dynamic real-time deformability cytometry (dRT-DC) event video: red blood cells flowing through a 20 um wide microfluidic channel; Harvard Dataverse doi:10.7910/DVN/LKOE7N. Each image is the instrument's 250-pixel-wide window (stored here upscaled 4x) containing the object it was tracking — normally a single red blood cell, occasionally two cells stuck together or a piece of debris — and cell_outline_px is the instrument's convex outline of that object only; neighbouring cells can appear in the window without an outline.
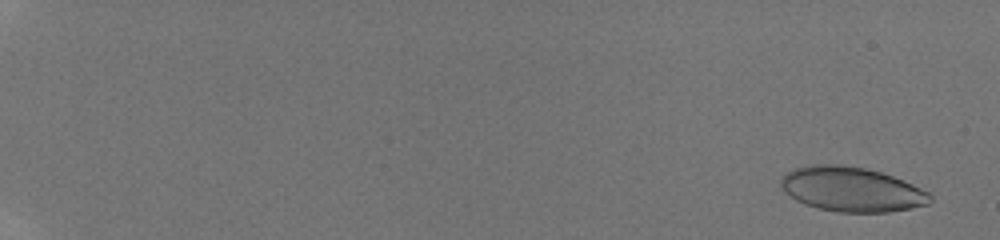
{"species": "human", "species_latin": "Homo sapiens", "temperature_condition": "room temperature", "stored_images_in_passage": 53, "camera_frame_rate_fps": 3000, "um_per_image_px": 0.085, "donor": {"sex": "male"}, "frame": {"image": 1, "passage_image": 2, "time_ms": 0.333, "image_size_px": [1000, 240], "cell_outline_px": [[932, 200], [928, 204], [912, 208], [888, 212], [836, 212], [804, 204], [796, 200], [784, 192], [780, 184], [780, 180], [784, 172], [792, 168], [812, 164], [840, 164], [864, 168], [880, 172], [892, 176], [912, 184], [928, 192], [932, 196]], "centroid_in_image_um": [72.34, 16.08], "position_along_channel_um": 12.7, "area_um2": 38.96}}
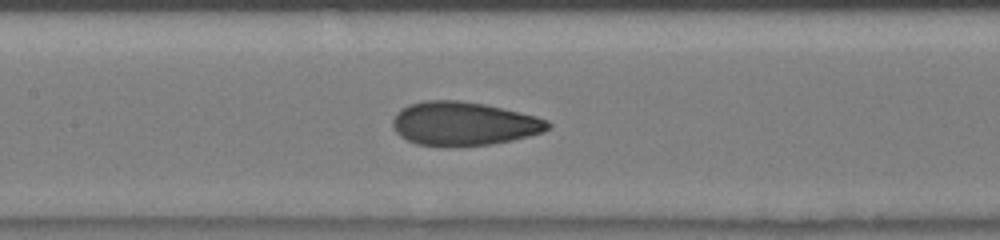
{"frame": {"image": 2, "passage_image": 31, "time_ms": 9.333, "image_size_px": [1000, 240], "cell_outline_px": [[552, 128], [544, 132], [512, 140], [492, 144], [448, 148], [444, 148], [416, 144], [400, 136], [392, 128], [392, 120], [396, 112], [400, 108], [408, 104], [424, 100], [460, 100], [484, 104], [536, 116], [548, 120], [552, 124]], "centroid_in_image_um": [39.39, 10.53], "position_along_channel_um": 168.0, "area_um2": 40.29}}
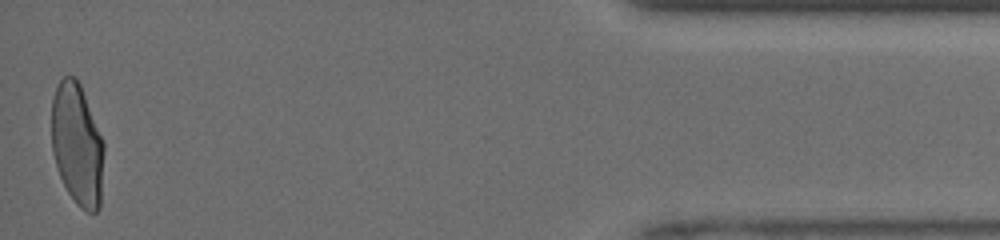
{"frame": {"image": 3, "passage_image": 53, "time_ms": 17.0, "image_size_px": [1000, 240], "cell_outline_px": [[104, 152], [100, 208], [96, 212], [88, 212], [80, 208], [76, 204], [68, 192], [60, 176], [52, 152], [52, 96], [60, 80], [64, 76], [76, 76], [80, 84], [104, 144]], "centroid_in_image_um": [6.56, 12.3], "position_along_channel_um": 428.6, "area_um2": 37.17}, "authors_computed_cell_mechanics": {"area_um2": 38.6104, "velocity_mm_per_s": 4.2121, "shape_relaxation_time_tau1_ms": 6.8891, "shape_relaxation_time_tau2_ms": null, "deformation_change_tau1": 0.2183, "deformation_change_tau2": null}}